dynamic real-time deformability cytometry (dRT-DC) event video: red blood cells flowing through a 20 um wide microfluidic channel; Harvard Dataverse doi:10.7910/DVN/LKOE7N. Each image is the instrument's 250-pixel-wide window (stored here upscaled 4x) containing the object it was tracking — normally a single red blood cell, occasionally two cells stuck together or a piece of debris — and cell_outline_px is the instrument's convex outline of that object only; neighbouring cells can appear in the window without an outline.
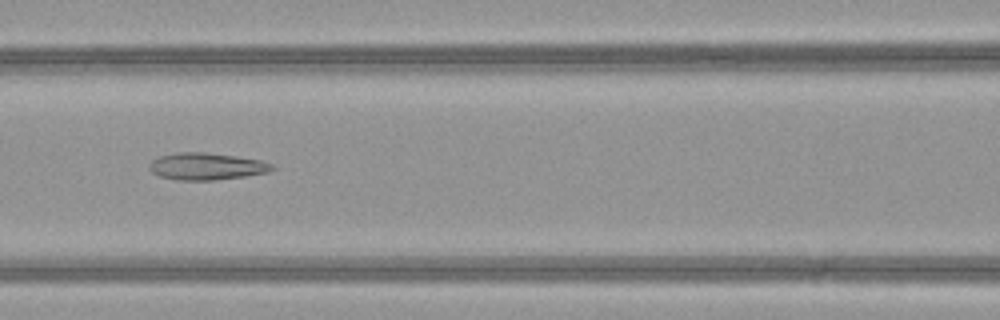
{"species": "common noctule bat (a hibernating species)", "species_latin": "Nyctalus noctula", "temperature_condition": "warm", "stored_images_in_passage": 46, "camera_frame_rate_fps": 3000, "um_per_image_px": 0.085, "animal": {"sex": "female", "body_mass_g": 21.9}, "frame": {"image": 1, "passage_image": 20, "time_ms": 6.333, "image_size_px": [1000, 320], "cell_outline_px": [[276, 168], [268, 172], [244, 176], [212, 180], [176, 180], [160, 176], [152, 172], [148, 168], [148, 164], [152, 160], [160, 156], [176, 152], [204, 152], [260, 160], [272, 164]], "centroid_in_image_um": [17.51, 14.14], "position_along_channel_um": 149.1, "area_um2": 19.19}}
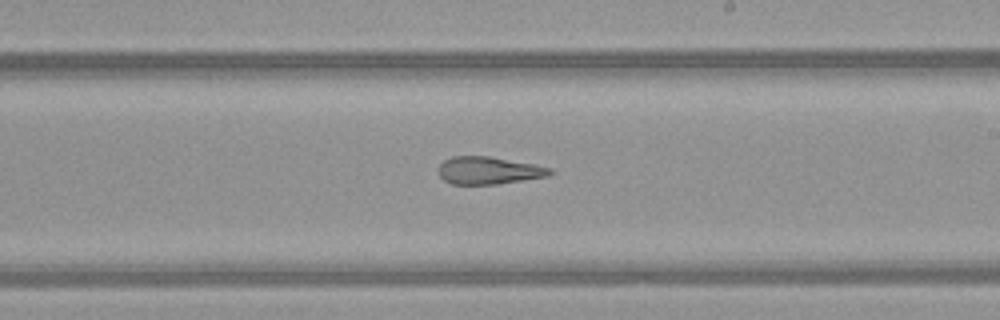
{"frame": {"image": 2, "passage_image": 27, "time_ms": 8.667, "image_size_px": [1000, 320], "cell_outline_px": [[556, 172], [548, 176], [496, 184], [452, 184], [444, 180], [440, 176], [440, 164], [444, 160], [452, 156], [488, 156], [532, 164], [552, 168]], "centroid_in_image_um": [41.56, 14.49], "position_along_channel_um": 247.4, "area_um2": 17.69}}
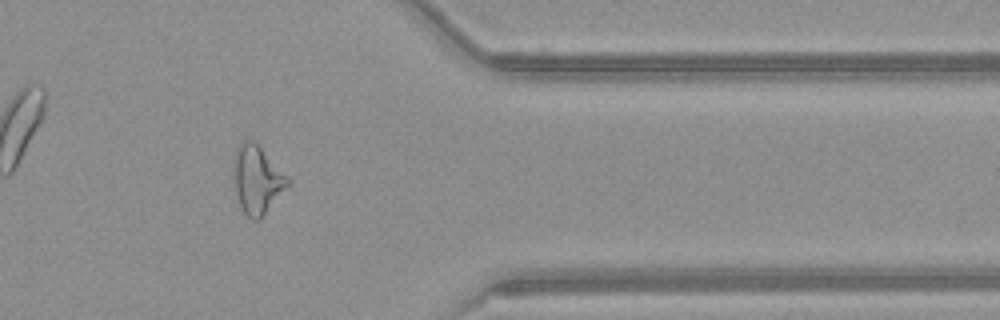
{"frame": {"image": 3, "passage_image": 38, "time_ms": 12.333, "image_size_px": [1000, 320], "cell_outline_px": [[292, 184], [260, 220], [252, 220], [244, 212], [240, 204], [236, 192], [232, 176], [236, 148], [244, 140], [252, 140], [292, 180]], "centroid_in_image_um": [21.88, 15.31], "position_along_channel_um": 389.5, "area_um2": 21.62}, "authors_computed_cell_mechanics": {"area_um2": 21.8484, "velocity_mm_per_s": 4.2238, "shape_relaxation_time_tau1_ms": null, "shape_relaxation_time_tau2_ms": 1.9823, "deformation_change_tau1": null, "deformation_change_tau2": 0.1282}}